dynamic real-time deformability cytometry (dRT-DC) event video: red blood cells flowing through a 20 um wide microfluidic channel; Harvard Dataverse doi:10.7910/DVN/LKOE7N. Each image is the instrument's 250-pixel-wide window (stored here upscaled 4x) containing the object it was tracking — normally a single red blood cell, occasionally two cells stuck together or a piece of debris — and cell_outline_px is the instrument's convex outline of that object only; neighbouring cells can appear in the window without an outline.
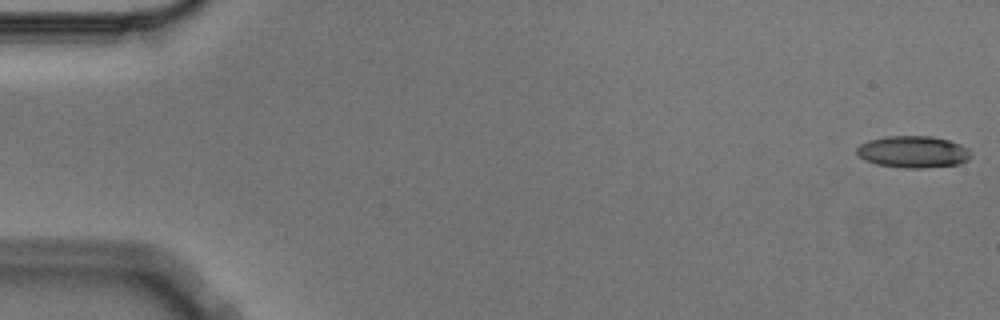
{"species": "Egyptian fruit bat (a non-hibernating species)", "species_latin": "Rousettus aegyptiacus", "temperature_condition": "cold", "stored_images_in_passage": 4, "camera_frame_rate_fps": 3000, "um_per_image_px": 0.085, "animal": {"sex": "male"}, "frame": {"image": 1, "passage_image": 1, "time_ms": 0.0, "image_size_px": [1000, 320], "cell_outline_px": [[972, 156], [968, 160], [960, 164], [924, 168], [904, 168], [876, 164], [864, 160], [856, 152], [856, 148], [860, 144], [868, 140], [884, 136], [932, 136], [948, 140], [960, 144], [968, 148], [972, 152]], "centroid_in_image_um": [77.63, 12.91], "position_along_channel_um": 7.4, "area_um2": 21.44}}
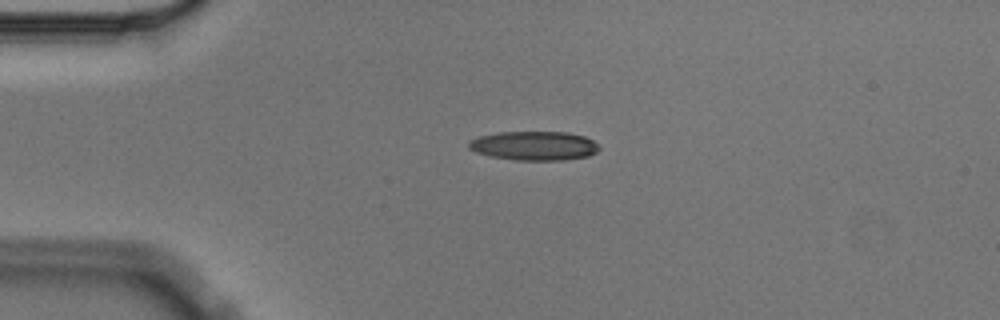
{"frame": {"image": 2, "passage_image": 4, "time_ms": 1.0, "image_size_px": [1000, 320], "cell_outline_px": [[600, 148], [596, 152], [588, 156], [564, 160], [516, 160], [488, 156], [476, 152], [468, 148], [468, 140], [480, 136], [496, 132], [568, 132], [584, 136], [600, 144]], "centroid_in_image_um": [45.39, 12.39], "position_along_channel_um": 39.6, "area_um2": 22.31}}